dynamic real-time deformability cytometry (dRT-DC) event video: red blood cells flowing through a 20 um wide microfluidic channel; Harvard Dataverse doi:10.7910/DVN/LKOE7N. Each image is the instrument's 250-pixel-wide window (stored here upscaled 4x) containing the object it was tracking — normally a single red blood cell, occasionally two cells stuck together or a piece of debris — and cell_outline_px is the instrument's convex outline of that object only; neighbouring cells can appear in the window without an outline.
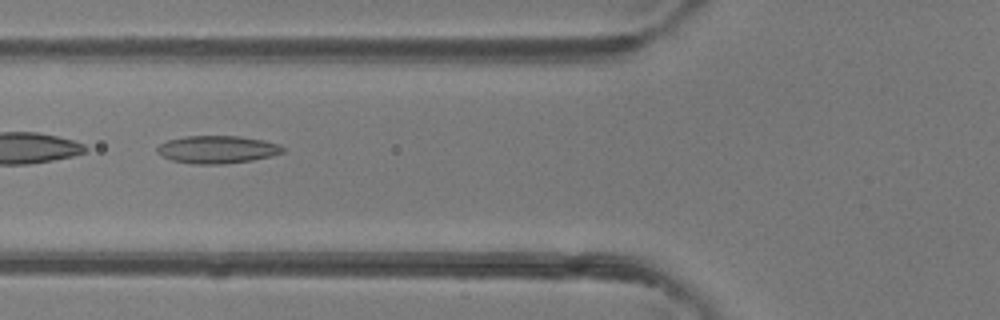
{"species": "common noctule bat (a hibernating species)", "species_latin": "Nyctalus noctula", "temperature_condition": "room temperature", "stored_images_in_passage": 34, "camera_frame_rate_fps": 3000, "um_per_image_px": 0.085, "animal": {"sex": "female"}, "frame": {"image": 1, "passage_image": 6, "time_ms": 1.667, "image_size_px": [1000, 320], "cell_outline_px": [[284, 152], [272, 156], [252, 160], [224, 164], [192, 164], [172, 160], [156, 152], [156, 148], [160, 144], [168, 140], [184, 136], [240, 136], [264, 140], [280, 144], [284, 148]], "centroid_in_image_um": [18.49, 12.7], "position_along_channel_um": 107.3, "area_um2": 20.35}}
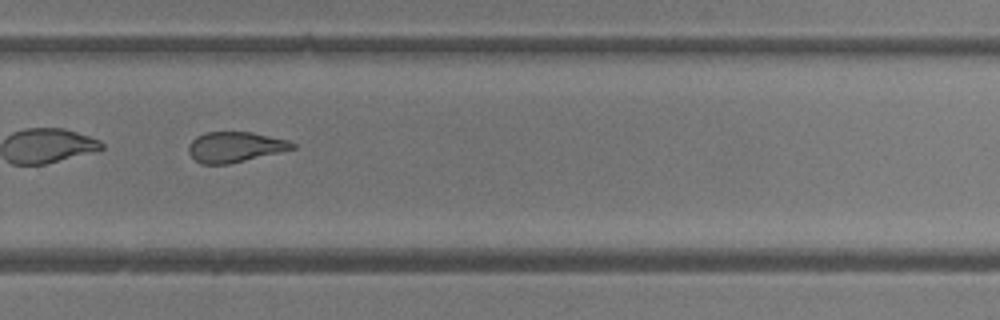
{"frame": {"image": 2, "passage_image": 20, "time_ms": 6.333, "image_size_px": [1000, 320], "cell_outline_px": [[296, 148], [280, 152], [228, 164], [200, 164], [188, 152], [188, 144], [196, 136], [208, 132], [252, 132], [288, 140], [296, 144]], "centroid_in_image_um": [19.97, 12.49], "position_along_channel_um": 309.8, "area_um2": 18.32}, "authors_computed_cell_mechanics": {"area_um2": 19.8254, "velocity_mm_per_s": 4.3475, "shape_relaxation_time_tau1_ms": null, "shape_relaxation_time_tau2_ms": 2.657, "deformation_change_tau1": null, "deformation_change_tau2": 0.1191}}